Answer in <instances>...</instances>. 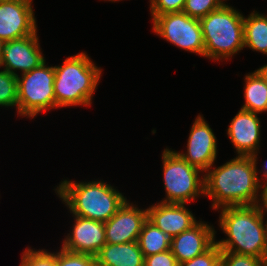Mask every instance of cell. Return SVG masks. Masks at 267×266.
<instances>
[{"instance_id":"obj_1","label":"cell","mask_w":267,"mask_h":266,"mask_svg":"<svg viewBox=\"0 0 267 266\" xmlns=\"http://www.w3.org/2000/svg\"><path fill=\"white\" fill-rule=\"evenodd\" d=\"M257 160V156H236L204 173V196L212 200L211 208L260 203L263 182L258 176Z\"/></svg>"},{"instance_id":"obj_2","label":"cell","mask_w":267,"mask_h":266,"mask_svg":"<svg viewBox=\"0 0 267 266\" xmlns=\"http://www.w3.org/2000/svg\"><path fill=\"white\" fill-rule=\"evenodd\" d=\"M219 227L227 236L215 240L221 251L251 255L267 263V231L259 204L219 208Z\"/></svg>"},{"instance_id":"obj_3","label":"cell","mask_w":267,"mask_h":266,"mask_svg":"<svg viewBox=\"0 0 267 266\" xmlns=\"http://www.w3.org/2000/svg\"><path fill=\"white\" fill-rule=\"evenodd\" d=\"M55 193L72 215L107 222L127 201L120 191L104 181L63 180Z\"/></svg>"},{"instance_id":"obj_4","label":"cell","mask_w":267,"mask_h":266,"mask_svg":"<svg viewBox=\"0 0 267 266\" xmlns=\"http://www.w3.org/2000/svg\"><path fill=\"white\" fill-rule=\"evenodd\" d=\"M56 108L91 106L93 95L102 75L85 52L69 56L63 64L54 66Z\"/></svg>"},{"instance_id":"obj_5","label":"cell","mask_w":267,"mask_h":266,"mask_svg":"<svg viewBox=\"0 0 267 266\" xmlns=\"http://www.w3.org/2000/svg\"><path fill=\"white\" fill-rule=\"evenodd\" d=\"M204 57L213 61L228 60L244 48V15L224 3L219 9L199 19Z\"/></svg>"},{"instance_id":"obj_6","label":"cell","mask_w":267,"mask_h":266,"mask_svg":"<svg viewBox=\"0 0 267 266\" xmlns=\"http://www.w3.org/2000/svg\"><path fill=\"white\" fill-rule=\"evenodd\" d=\"M161 157L166 192V196L161 202L186 204L205 195L202 170L187 163L172 148H165Z\"/></svg>"},{"instance_id":"obj_7","label":"cell","mask_w":267,"mask_h":266,"mask_svg":"<svg viewBox=\"0 0 267 266\" xmlns=\"http://www.w3.org/2000/svg\"><path fill=\"white\" fill-rule=\"evenodd\" d=\"M54 66L46 61L30 72L17 77V112L19 116L33 118L39 113L56 109L54 94Z\"/></svg>"},{"instance_id":"obj_8","label":"cell","mask_w":267,"mask_h":266,"mask_svg":"<svg viewBox=\"0 0 267 266\" xmlns=\"http://www.w3.org/2000/svg\"><path fill=\"white\" fill-rule=\"evenodd\" d=\"M151 18L152 30L160 38L180 49L204 57V41L199 19L190 17L183 11Z\"/></svg>"},{"instance_id":"obj_9","label":"cell","mask_w":267,"mask_h":266,"mask_svg":"<svg viewBox=\"0 0 267 266\" xmlns=\"http://www.w3.org/2000/svg\"><path fill=\"white\" fill-rule=\"evenodd\" d=\"M32 1H0V40L8 42L38 30Z\"/></svg>"},{"instance_id":"obj_10","label":"cell","mask_w":267,"mask_h":266,"mask_svg":"<svg viewBox=\"0 0 267 266\" xmlns=\"http://www.w3.org/2000/svg\"><path fill=\"white\" fill-rule=\"evenodd\" d=\"M187 151H176L187 163L204 173L211 167L217 157V138L203 115H197L192 124L187 140Z\"/></svg>"},{"instance_id":"obj_11","label":"cell","mask_w":267,"mask_h":266,"mask_svg":"<svg viewBox=\"0 0 267 266\" xmlns=\"http://www.w3.org/2000/svg\"><path fill=\"white\" fill-rule=\"evenodd\" d=\"M41 50L37 31L32 35L5 42L0 68L16 77L19 76L17 71L21 74L30 72L46 61Z\"/></svg>"},{"instance_id":"obj_12","label":"cell","mask_w":267,"mask_h":266,"mask_svg":"<svg viewBox=\"0 0 267 266\" xmlns=\"http://www.w3.org/2000/svg\"><path fill=\"white\" fill-rule=\"evenodd\" d=\"M127 200L123 206L104 223L106 243L124 244L138 241L144 223L148 219V211L139 209Z\"/></svg>"},{"instance_id":"obj_13","label":"cell","mask_w":267,"mask_h":266,"mask_svg":"<svg viewBox=\"0 0 267 266\" xmlns=\"http://www.w3.org/2000/svg\"><path fill=\"white\" fill-rule=\"evenodd\" d=\"M72 216L75 219L72 232L69 231L65 236L62 248L73 253L96 256L106 244L104 222Z\"/></svg>"},{"instance_id":"obj_14","label":"cell","mask_w":267,"mask_h":266,"mask_svg":"<svg viewBox=\"0 0 267 266\" xmlns=\"http://www.w3.org/2000/svg\"><path fill=\"white\" fill-rule=\"evenodd\" d=\"M261 121L258 113L240 109L231 120L227 135L237 156H258L261 141Z\"/></svg>"},{"instance_id":"obj_15","label":"cell","mask_w":267,"mask_h":266,"mask_svg":"<svg viewBox=\"0 0 267 266\" xmlns=\"http://www.w3.org/2000/svg\"><path fill=\"white\" fill-rule=\"evenodd\" d=\"M214 226L198 221L190 229L172 237L170 250L178 263L203 254L215 243Z\"/></svg>"},{"instance_id":"obj_16","label":"cell","mask_w":267,"mask_h":266,"mask_svg":"<svg viewBox=\"0 0 267 266\" xmlns=\"http://www.w3.org/2000/svg\"><path fill=\"white\" fill-rule=\"evenodd\" d=\"M186 204L159 202L152 204L148 211V220L171 238L190 229L198 221L188 210Z\"/></svg>"},{"instance_id":"obj_17","label":"cell","mask_w":267,"mask_h":266,"mask_svg":"<svg viewBox=\"0 0 267 266\" xmlns=\"http://www.w3.org/2000/svg\"><path fill=\"white\" fill-rule=\"evenodd\" d=\"M97 266H144L145 257L137 241L106 243L96 255Z\"/></svg>"},{"instance_id":"obj_18","label":"cell","mask_w":267,"mask_h":266,"mask_svg":"<svg viewBox=\"0 0 267 266\" xmlns=\"http://www.w3.org/2000/svg\"><path fill=\"white\" fill-rule=\"evenodd\" d=\"M244 48L267 55V15L253 10L244 16Z\"/></svg>"},{"instance_id":"obj_19","label":"cell","mask_w":267,"mask_h":266,"mask_svg":"<svg viewBox=\"0 0 267 266\" xmlns=\"http://www.w3.org/2000/svg\"><path fill=\"white\" fill-rule=\"evenodd\" d=\"M245 103L241 109L262 114L267 111V83L255 70L244 77Z\"/></svg>"},{"instance_id":"obj_20","label":"cell","mask_w":267,"mask_h":266,"mask_svg":"<svg viewBox=\"0 0 267 266\" xmlns=\"http://www.w3.org/2000/svg\"><path fill=\"white\" fill-rule=\"evenodd\" d=\"M171 239L169 235L165 234L147 219L137 242L144 257H148L170 250Z\"/></svg>"},{"instance_id":"obj_21","label":"cell","mask_w":267,"mask_h":266,"mask_svg":"<svg viewBox=\"0 0 267 266\" xmlns=\"http://www.w3.org/2000/svg\"><path fill=\"white\" fill-rule=\"evenodd\" d=\"M17 77L8 71H0V107H16L17 111Z\"/></svg>"},{"instance_id":"obj_22","label":"cell","mask_w":267,"mask_h":266,"mask_svg":"<svg viewBox=\"0 0 267 266\" xmlns=\"http://www.w3.org/2000/svg\"><path fill=\"white\" fill-rule=\"evenodd\" d=\"M20 266H57V252H49L47 249L26 248L22 252Z\"/></svg>"},{"instance_id":"obj_23","label":"cell","mask_w":267,"mask_h":266,"mask_svg":"<svg viewBox=\"0 0 267 266\" xmlns=\"http://www.w3.org/2000/svg\"><path fill=\"white\" fill-rule=\"evenodd\" d=\"M226 0H185L183 12L190 17L201 19L219 9Z\"/></svg>"},{"instance_id":"obj_24","label":"cell","mask_w":267,"mask_h":266,"mask_svg":"<svg viewBox=\"0 0 267 266\" xmlns=\"http://www.w3.org/2000/svg\"><path fill=\"white\" fill-rule=\"evenodd\" d=\"M57 266H97L96 256L69 252L61 247L57 251Z\"/></svg>"},{"instance_id":"obj_25","label":"cell","mask_w":267,"mask_h":266,"mask_svg":"<svg viewBox=\"0 0 267 266\" xmlns=\"http://www.w3.org/2000/svg\"><path fill=\"white\" fill-rule=\"evenodd\" d=\"M220 261L223 266H267L261 258L226 251H221Z\"/></svg>"},{"instance_id":"obj_26","label":"cell","mask_w":267,"mask_h":266,"mask_svg":"<svg viewBox=\"0 0 267 266\" xmlns=\"http://www.w3.org/2000/svg\"><path fill=\"white\" fill-rule=\"evenodd\" d=\"M221 259V250L214 243L207 251L189 261L178 263V266H216Z\"/></svg>"},{"instance_id":"obj_27","label":"cell","mask_w":267,"mask_h":266,"mask_svg":"<svg viewBox=\"0 0 267 266\" xmlns=\"http://www.w3.org/2000/svg\"><path fill=\"white\" fill-rule=\"evenodd\" d=\"M151 16L182 12L185 0H150Z\"/></svg>"},{"instance_id":"obj_28","label":"cell","mask_w":267,"mask_h":266,"mask_svg":"<svg viewBox=\"0 0 267 266\" xmlns=\"http://www.w3.org/2000/svg\"><path fill=\"white\" fill-rule=\"evenodd\" d=\"M144 266H178L171 250L145 257Z\"/></svg>"},{"instance_id":"obj_29","label":"cell","mask_w":267,"mask_h":266,"mask_svg":"<svg viewBox=\"0 0 267 266\" xmlns=\"http://www.w3.org/2000/svg\"><path fill=\"white\" fill-rule=\"evenodd\" d=\"M260 202V207H267V183L263 185L262 200Z\"/></svg>"},{"instance_id":"obj_30","label":"cell","mask_w":267,"mask_h":266,"mask_svg":"<svg viewBox=\"0 0 267 266\" xmlns=\"http://www.w3.org/2000/svg\"><path fill=\"white\" fill-rule=\"evenodd\" d=\"M260 76L264 79V81L267 83V64L263 65L262 67L258 68L256 70Z\"/></svg>"},{"instance_id":"obj_31","label":"cell","mask_w":267,"mask_h":266,"mask_svg":"<svg viewBox=\"0 0 267 266\" xmlns=\"http://www.w3.org/2000/svg\"><path fill=\"white\" fill-rule=\"evenodd\" d=\"M260 174H262V177L265 178V181L263 182V185L267 183V162L263 165V170L259 171Z\"/></svg>"},{"instance_id":"obj_32","label":"cell","mask_w":267,"mask_h":266,"mask_svg":"<svg viewBox=\"0 0 267 266\" xmlns=\"http://www.w3.org/2000/svg\"><path fill=\"white\" fill-rule=\"evenodd\" d=\"M4 45H5V42L0 40V62L2 59V55H3Z\"/></svg>"},{"instance_id":"obj_33","label":"cell","mask_w":267,"mask_h":266,"mask_svg":"<svg viewBox=\"0 0 267 266\" xmlns=\"http://www.w3.org/2000/svg\"><path fill=\"white\" fill-rule=\"evenodd\" d=\"M260 209L263 215H267V207H260ZM264 219H267V218H264ZM265 224H266V231H267V220L265 221Z\"/></svg>"},{"instance_id":"obj_34","label":"cell","mask_w":267,"mask_h":266,"mask_svg":"<svg viewBox=\"0 0 267 266\" xmlns=\"http://www.w3.org/2000/svg\"><path fill=\"white\" fill-rule=\"evenodd\" d=\"M106 1V0H104ZM107 1H111V2H119V1H122V0H107Z\"/></svg>"},{"instance_id":"obj_35","label":"cell","mask_w":267,"mask_h":266,"mask_svg":"<svg viewBox=\"0 0 267 266\" xmlns=\"http://www.w3.org/2000/svg\"><path fill=\"white\" fill-rule=\"evenodd\" d=\"M216 266H223L222 262L220 261Z\"/></svg>"}]
</instances>
